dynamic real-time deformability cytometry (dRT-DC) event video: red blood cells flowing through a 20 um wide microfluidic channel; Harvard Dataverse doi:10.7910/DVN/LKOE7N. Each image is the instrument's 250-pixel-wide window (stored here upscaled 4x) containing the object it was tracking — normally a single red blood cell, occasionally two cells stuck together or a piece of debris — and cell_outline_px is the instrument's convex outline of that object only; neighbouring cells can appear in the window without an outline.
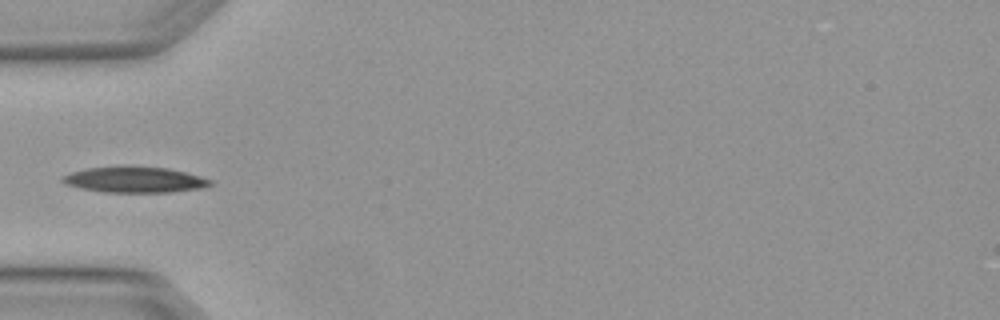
{"species": "Egyptian fruit bat (a non-hibernating species)", "species_latin": "Rousettus aegyptiacus", "temperature_condition": "warm", "stored_images_in_passage": 2, "camera_frame_rate_fps": 3000, "um_per_image_px": 0.085, "animal": {"sex": "female"}, "frame": {"image": 1, "passage_image": 2, "time_ms": 0.333, "image_size_px": [1000, 320], "cell_outline_px": [[212, 184], [200, 188], [168, 192], [104, 192], [80, 188], [68, 184], [60, 180], [64, 176], [72, 172], [88, 168], [120, 164], [132, 164], [168, 168], [200, 176], [212, 180]], "centroid_in_image_um": [11.43, 15.23], "position_along_channel_um": 73.6, "area_um2": 22.6}}